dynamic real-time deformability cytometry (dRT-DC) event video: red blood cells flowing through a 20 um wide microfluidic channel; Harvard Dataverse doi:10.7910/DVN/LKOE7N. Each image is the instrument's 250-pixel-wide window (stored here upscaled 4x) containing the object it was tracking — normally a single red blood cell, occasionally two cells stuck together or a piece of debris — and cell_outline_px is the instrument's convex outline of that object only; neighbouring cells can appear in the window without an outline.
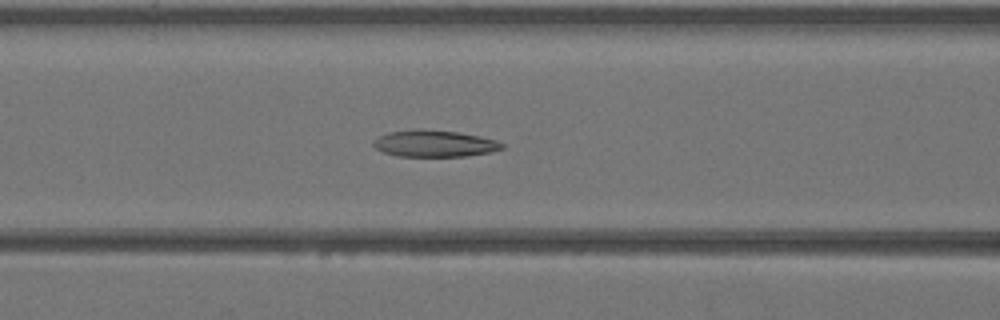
{"species": "Egyptian fruit bat (a non-hibernating species)", "species_latin": "Rousettus aegyptiacus", "temperature_condition": "warm", "stored_images_in_passage": 42, "camera_frame_rate_fps": 3000, "um_per_image_px": 0.085, "animal": {"sex": "female"}, "frame": {"image": 1, "passage_image": 17, "time_ms": 5.333, "image_size_px": [1000, 320], "cell_outline_px": [[504, 148], [492, 152], [468, 156], [396, 156], [384, 152], [376, 148], [372, 144], [372, 140], [388, 132], [416, 128], [420, 128], [456, 132], [480, 136], [496, 140], [504, 144]], "centroid_in_image_um": [36.92, 12.19], "position_along_channel_um": 129.7, "area_um2": 20.17}}
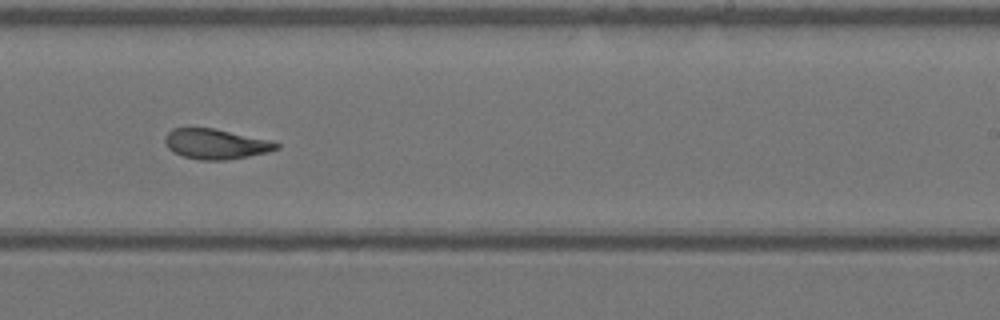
{"frame": {"image": 2, "passage_image": 26, "time_ms": 8.333, "image_size_px": [1000, 320], "cell_outline_px": [[280, 148], [268, 152], [248, 156], [224, 160], [200, 160], [184, 156], [172, 152], [168, 148], [164, 140], [164, 136], [172, 128], [212, 128], [272, 140], [280, 144]], "centroid_in_image_um": [18.34, 12.24], "position_along_channel_um": 270.7, "area_um2": 19.59}}
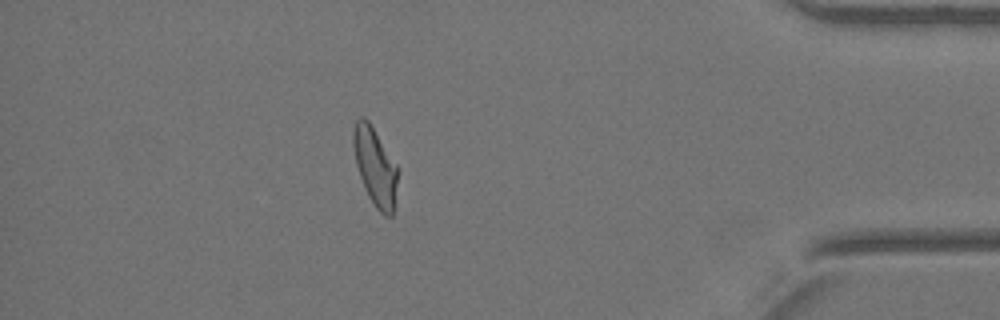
{"frame": {"image": 3, "passage_image": 37, "time_ms": 12.0, "image_size_px": [1000, 320], "cell_outline_px": [[396, 184], [392, 216], [384, 216], [376, 208], [368, 196], [364, 188], [356, 164], [352, 144], [352, 132], [356, 120], [360, 116], [364, 116], [368, 120], [396, 164]], "centroid_in_image_um": [31.84, 14.13], "position_along_channel_um": 403.4, "area_um2": 19.83}}